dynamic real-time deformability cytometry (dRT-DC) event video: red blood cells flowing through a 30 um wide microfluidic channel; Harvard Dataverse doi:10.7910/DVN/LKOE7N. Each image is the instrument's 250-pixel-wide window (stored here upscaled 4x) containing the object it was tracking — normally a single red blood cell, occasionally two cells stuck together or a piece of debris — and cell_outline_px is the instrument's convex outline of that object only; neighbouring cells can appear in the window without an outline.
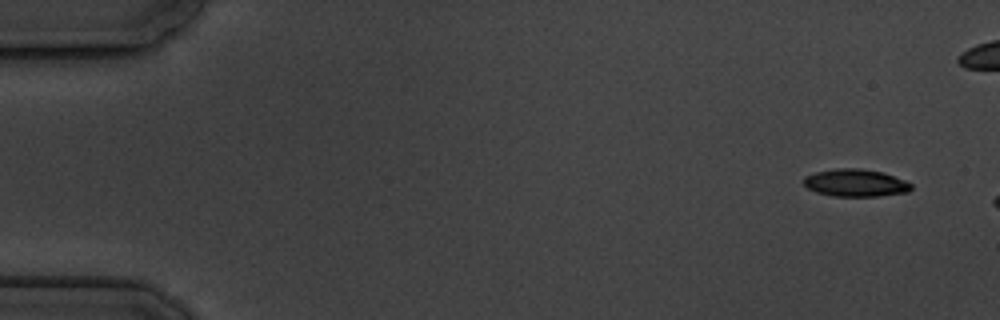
{"species": "common noctule bat (a hibernating species)", "species_latin": "Nyctalus noctula", "temperature_condition": "cold", "stored_images_in_passage": 4, "camera_frame_rate_fps": 3000, "um_per_image_px": 0.085, "animal": {"sex": "male", "body_mass_g": 19.5, "forearm_length_mm": 54.6}, "frame": {"image": 1, "passage_image": 1, "time_ms": 0.0, "image_size_px": [1000, 320], "cell_outline_px": [[912, 188], [908, 192], [880, 196], [832, 196], [816, 192], [808, 188], [804, 184], [804, 176], [816, 172], [836, 168], [856, 168], [880, 172], [904, 180], [912, 184]], "centroid_in_image_um": [72.7, 15.55], "position_along_channel_um": 12.3, "area_um2": 17.05}}